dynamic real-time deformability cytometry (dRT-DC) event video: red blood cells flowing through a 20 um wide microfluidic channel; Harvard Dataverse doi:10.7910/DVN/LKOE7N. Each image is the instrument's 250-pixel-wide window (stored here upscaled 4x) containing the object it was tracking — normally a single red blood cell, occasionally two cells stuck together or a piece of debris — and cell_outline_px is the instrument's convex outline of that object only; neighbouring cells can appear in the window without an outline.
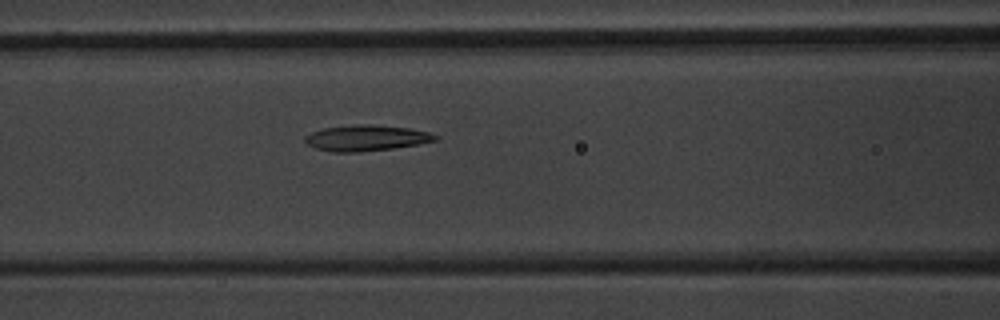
{"species": "common noctule bat (a hibernating species)", "species_latin": "Nyctalus noctula", "temperature_condition": "warm", "stored_images_in_passage": 51, "camera_frame_rate_fps": 3000, "um_per_image_px": 0.085, "animal": {"sex": "male", "body_mass_g": 20.1, "forearm_length_mm": 53.5}, "frame": {"image": 1, "passage_image": 20, "time_ms": 6.333, "image_size_px": [1000, 320], "cell_outline_px": [[440, 140], [420, 144], [392, 148], [360, 152], [332, 152], [316, 148], [308, 144], [304, 140], [304, 136], [312, 132], [324, 128], [356, 124], [372, 124], [412, 128], [428, 132], [440, 136]], "centroid_in_image_um": [31.19, 11.72], "position_along_channel_um": 135.4, "area_um2": 19.83}}
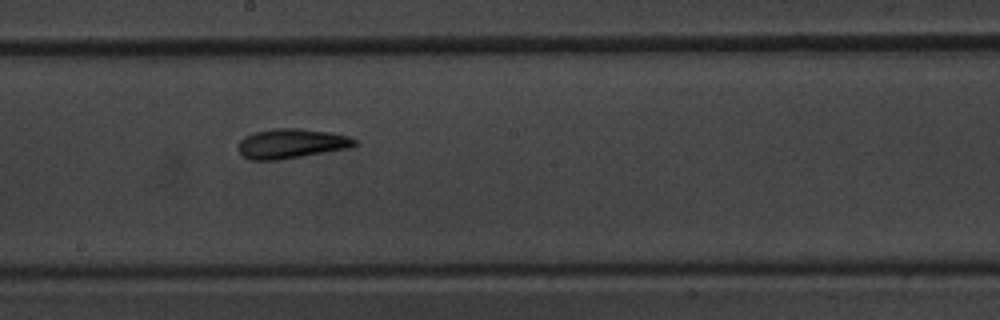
{"frame": {"image": 2, "passage_image": 27, "time_ms": 8.667, "image_size_px": [1000, 320], "cell_outline_px": [[360, 144], [348, 148], [276, 160], [252, 160], [244, 156], [236, 148], [240, 140], [244, 136], [256, 132], [272, 128], [300, 128], [332, 132], [348, 136], [356, 140]], "centroid_in_image_um": [24.76, 12.19], "position_along_channel_um": 223.4, "area_um2": 20.11}}
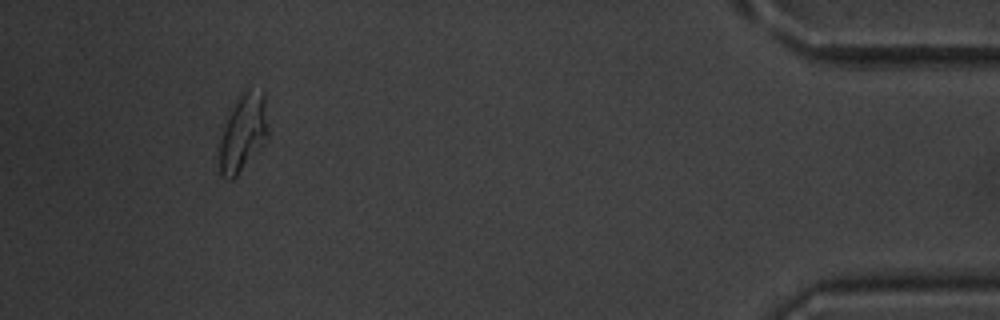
{"frame": {"image": 3, "passage_image": 47, "time_ms": 15.333, "image_size_px": [1000, 320], "cell_outline_px": [[268, 136], [236, 176], [232, 180], [228, 180], [220, 176], [216, 172], [220, 140], [228, 116], [240, 92], [248, 88], [264, 92], [268, 128]], "centroid_in_image_um": [20.61, 11.31], "position_along_channel_um": 414.6, "area_um2": 22.02}, "authors_computed_cell_mechanics": {"area_um2": 20.0566, "velocity_mm_per_s": 3.7818, "shape_relaxation_time_tau1_ms": 5.4502, "shape_relaxation_time_tau2_ms": 2.0321, "deformation_change_tau1": 0.1669, "deformation_change_tau2": 0.0805}}